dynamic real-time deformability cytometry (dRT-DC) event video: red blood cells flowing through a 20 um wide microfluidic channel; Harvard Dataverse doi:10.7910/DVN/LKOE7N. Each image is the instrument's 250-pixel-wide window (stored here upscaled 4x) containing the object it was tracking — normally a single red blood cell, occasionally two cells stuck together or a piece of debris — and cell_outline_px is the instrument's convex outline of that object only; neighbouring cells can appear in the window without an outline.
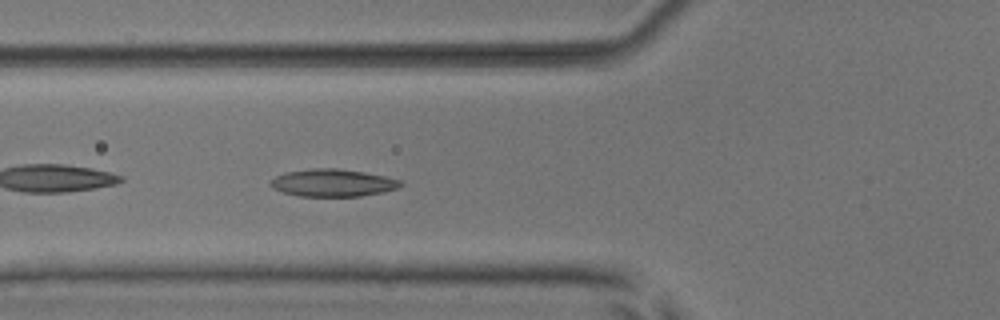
{"species": "common noctule bat (a hibernating species)", "species_latin": "Nyctalus noctula", "temperature_condition": "room temperature", "stored_images_in_passage": 6, "camera_frame_rate_fps": 3000, "um_per_image_px": 0.085, "animal": {"sex": "male", "body_mass_g": 17.9, "forearm_length_mm": 54.2}, "frame": {"image": 1, "passage_image": 6, "time_ms": 5.667, "image_size_px": [1000, 320], "cell_outline_px": [[404, 184], [400, 188], [360, 196], [300, 196], [284, 192], [272, 188], [268, 184], [276, 176], [288, 172], [316, 168], [336, 168], [364, 172], [404, 180]], "centroid_in_image_um": [28.34, 15.54], "position_along_channel_um": 97.5, "area_um2": 20.69}}